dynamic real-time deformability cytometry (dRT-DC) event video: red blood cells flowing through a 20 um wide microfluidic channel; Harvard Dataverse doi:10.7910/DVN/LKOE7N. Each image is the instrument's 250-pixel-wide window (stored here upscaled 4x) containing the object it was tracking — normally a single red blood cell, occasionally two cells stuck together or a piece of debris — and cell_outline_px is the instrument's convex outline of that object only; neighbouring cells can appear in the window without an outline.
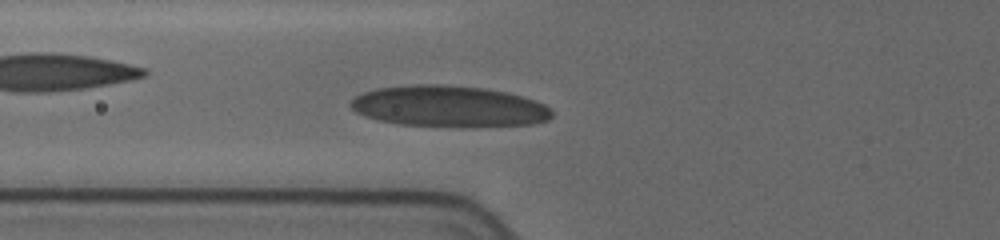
{"species": "human", "species_latin": "Homo sapiens", "temperature_condition": "cold", "stored_images_in_passage": 29, "camera_frame_rate_fps": 3000, "um_per_image_px": 0.085, "donor": {"sex": "female"}, "frame": {"image": 1, "passage_image": 14, "time_ms": 3.0, "image_size_px": [1000, 240], "cell_outline_px": [[552, 116], [548, 120], [536, 124], [460, 128], [400, 124], [380, 120], [364, 116], [356, 112], [348, 104], [356, 96], [364, 92], [376, 88], [412, 84], [440, 84], [484, 88], [504, 92], [536, 100], [544, 104], [552, 112]], "centroid_in_image_um": [38.16, 9.06], "position_along_channel_um": 87.6, "area_um2": 48.84}}
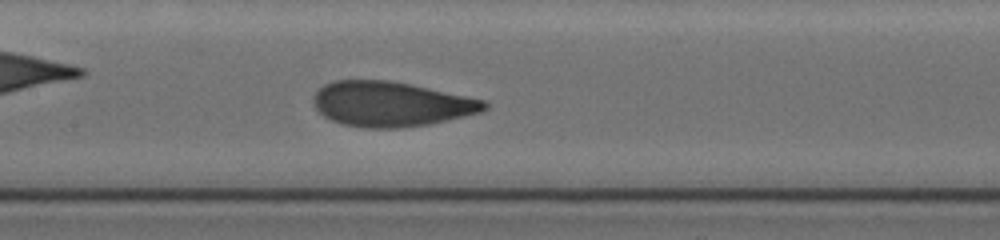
{"frame": {"image": 2, "passage_image": 24, "time_ms": 5.333, "image_size_px": [1000, 240], "cell_outline_px": [[488, 108], [480, 112], [448, 120], [428, 124], [400, 128], [364, 128], [344, 124], [332, 120], [324, 116], [312, 104], [312, 96], [324, 84], [336, 80], [388, 80], [412, 84], [484, 100], [488, 104]], "centroid_in_image_um": [33.21, 8.84], "position_along_channel_um": 174.2, "area_um2": 44.74}}
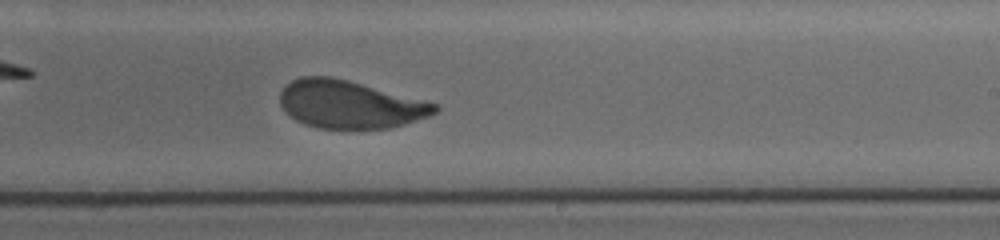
{"frame": {"image": 3, "passage_image": 29, "time_ms": 7.667, "image_size_px": [1000, 240], "cell_outline_px": [[440, 108], [436, 112], [428, 116], [392, 128], [320, 128], [304, 124], [296, 120], [280, 104], [280, 92], [292, 80], [300, 76], [328, 76], [348, 80], [424, 100], [436, 104]], "centroid_in_image_um": [29.73, 8.87], "position_along_channel_um": 259.3, "area_um2": 42.71}}